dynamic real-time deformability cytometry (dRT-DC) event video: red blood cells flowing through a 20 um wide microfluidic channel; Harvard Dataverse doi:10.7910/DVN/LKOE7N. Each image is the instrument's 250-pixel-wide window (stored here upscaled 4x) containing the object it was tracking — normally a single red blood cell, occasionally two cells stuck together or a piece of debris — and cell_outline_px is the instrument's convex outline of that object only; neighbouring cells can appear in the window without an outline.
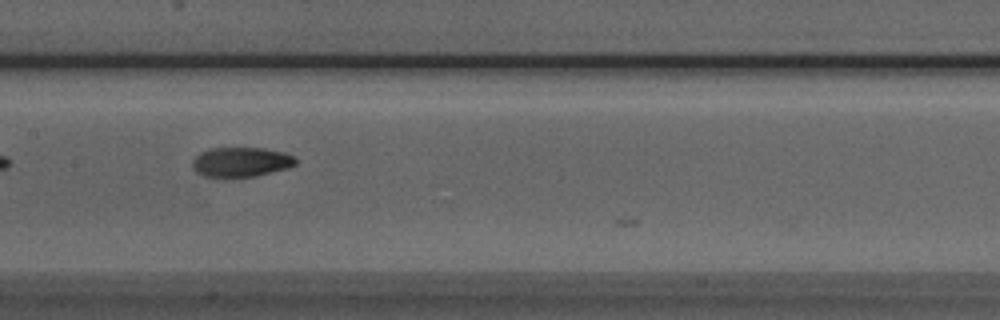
{"species": "Egyptian fruit bat (a non-hibernating species)", "species_latin": "Rousettus aegyptiacus", "temperature_condition": "room temperature", "stored_images_in_passage": 13, "camera_frame_rate_fps": 3000, "um_per_image_px": 0.085, "animal": {"sex": "male"}, "frame": {"image": 1, "passage_image": 11, "time_ms": 3.333, "image_size_px": [1000, 320], "cell_outline_px": [[296, 164], [288, 168], [256, 176], [204, 176], [196, 172], [192, 168], [192, 160], [200, 152], [212, 148], [264, 148], [284, 152], [296, 156]], "centroid_in_image_um": [20.5, 13.76], "position_along_channel_um": 186.9, "area_um2": 17.8}}